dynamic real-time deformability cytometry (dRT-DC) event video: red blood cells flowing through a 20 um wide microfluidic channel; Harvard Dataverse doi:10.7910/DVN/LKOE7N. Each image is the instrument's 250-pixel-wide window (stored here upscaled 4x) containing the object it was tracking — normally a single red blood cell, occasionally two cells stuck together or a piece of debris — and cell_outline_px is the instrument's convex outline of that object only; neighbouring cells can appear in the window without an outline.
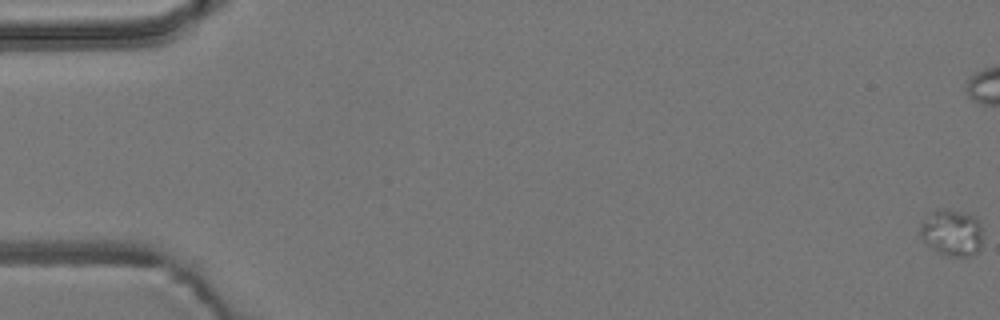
{"species": "common noctule bat (a hibernating species)", "species_latin": "Nyctalus noctula", "temperature_condition": "room temperature", "stored_images_in_passage": 8, "camera_frame_rate_fps": 3000, "um_per_image_px": 0.085, "animal": {"sex": "male", "body_mass_g": 19.2, "forearm_length_mm": 51.8}, "frame": {"image": 1, "passage_image": 1, "time_ms": 0.0, "image_size_px": [1000, 320], "cell_outline_px": [[980, 248], [972, 256], [948, 256], [936, 252], [920, 236], [920, 228], [924, 220], [932, 212], [940, 208], [944, 208], [976, 216], [980, 224]], "centroid_in_image_um": [80.9, 19.78], "position_along_channel_um": 4.1, "area_um2": 16.7}}